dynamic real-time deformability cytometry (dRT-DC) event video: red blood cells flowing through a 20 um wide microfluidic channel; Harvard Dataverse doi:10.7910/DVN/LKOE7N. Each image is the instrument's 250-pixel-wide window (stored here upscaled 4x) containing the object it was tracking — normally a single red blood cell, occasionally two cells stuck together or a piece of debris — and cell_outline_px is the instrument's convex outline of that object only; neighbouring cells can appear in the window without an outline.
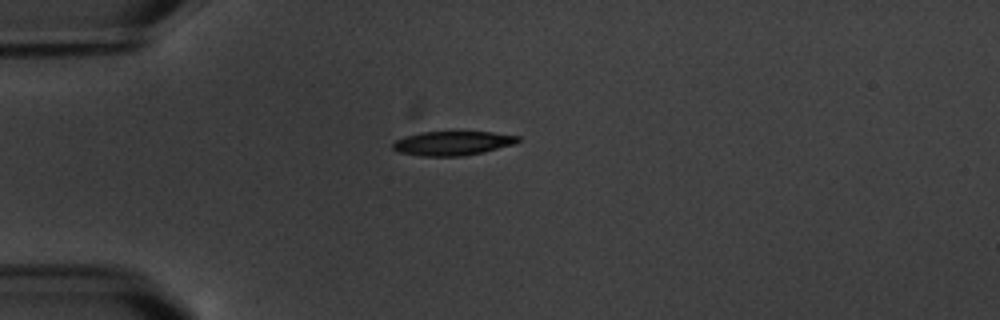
{"species": "common noctule bat (a hibernating species)", "species_latin": "Nyctalus noctula", "temperature_condition": "warm", "stored_images_in_passage": 3, "camera_frame_rate_fps": 3000, "um_per_image_px": 0.085, "animal": {"sex": "male", "body_mass_g": 20.1, "forearm_length_mm": 53.5}, "frame": {"image": 1, "passage_image": 3, "time_ms": 3.333, "image_size_px": [1000, 320], "cell_outline_px": [[520, 140], [512, 144], [484, 152], [460, 156], [420, 156], [400, 152], [392, 148], [392, 144], [396, 140], [404, 136], [420, 132], [492, 132], [520, 136]], "centroid_in_image_um": [38.44, 12.17], "position_along_channel_um": 46.6, "area_um2": 17.51}}